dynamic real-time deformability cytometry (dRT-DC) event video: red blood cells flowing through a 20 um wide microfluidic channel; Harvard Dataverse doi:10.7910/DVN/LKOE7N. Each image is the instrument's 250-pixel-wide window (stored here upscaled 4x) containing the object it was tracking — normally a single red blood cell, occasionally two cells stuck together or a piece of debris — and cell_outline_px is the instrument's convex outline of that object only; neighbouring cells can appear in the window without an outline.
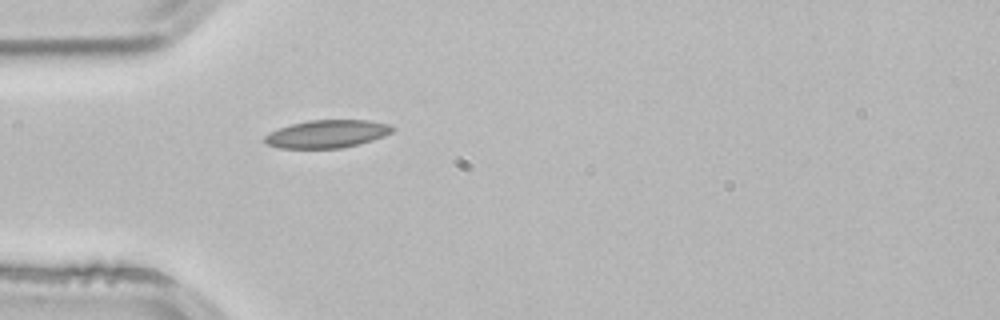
{"species": "common noctule bat (a hibernating species)", "species_latin": "Nyctalus noctula", "temperature_condition": "room temperature", "stored_images_in_passage": 1, "camera_frame_rate_fps": 3000, "um_per_image_px": 0.085, "animal": {"sex": "male", "body_mass_g": 21.5, "forearm_length_mm": 52.0}, "frame": {"image": 1, "passage_image": 1, "time_ms": 0.0, "image_size_px": [1000, 320], "cell_outline_px": [[396, 128], [392, 132], [384, 136], [372, 140], [340, 148], [280, 148], [268, 144], [264, 140], [264, 136], [288, 124], [308, 120], [368, 120], [388, 124]], "centroid_in_image_um": [27.81, 11.37], "position_along_channel_um": 57.2, "area_um2": 20.58}}